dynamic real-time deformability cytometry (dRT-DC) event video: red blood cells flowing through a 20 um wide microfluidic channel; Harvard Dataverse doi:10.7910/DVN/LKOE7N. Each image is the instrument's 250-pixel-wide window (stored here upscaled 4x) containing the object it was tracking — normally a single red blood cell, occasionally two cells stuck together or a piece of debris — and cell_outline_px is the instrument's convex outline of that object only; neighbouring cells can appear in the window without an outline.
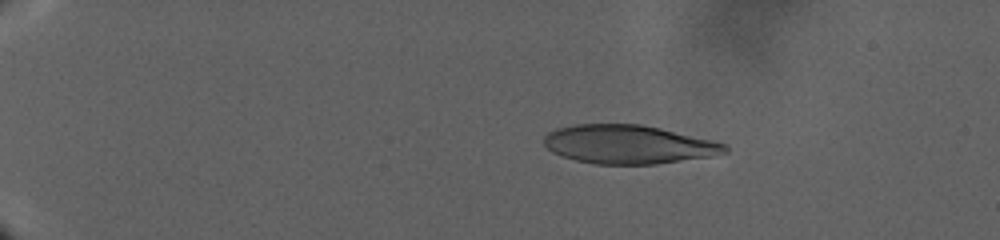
{"species": "human", "species_latin": "Homo sapiens", "temperature_condition": "warm", "stored_images_in_passage": 138, "camera_frame_rate_fps": 3000, "um_per_image_px": 0.085, "donor": {"sex": "male"}, "frame": {"image": 1, "passage_image": 4, "time_ms": 0.667, "image_size_px": [1000, 240], "cell_outline_px": [[728, 152], [712, 156], [656, 164], [596, 164], [576, 160], [552, 152], [544, 144], [544, 136], [548, 132], [556, 128], [576, 124], [640, 124], [660, 128], [712, 140], [724, 144], [728, 148]], "centroid_in_image_um": [53.41, 12.27], "position_along_channel_um": 31.6, "area_um2": 40.63}}
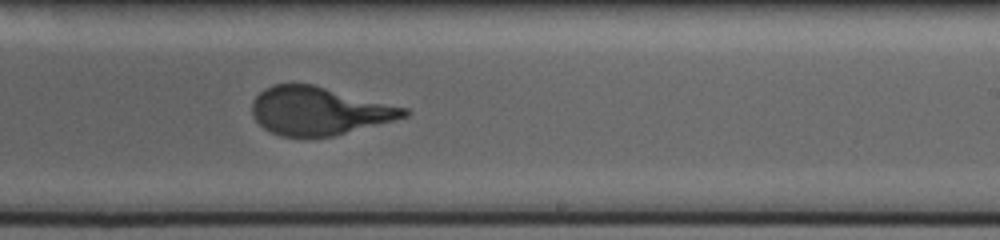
{"frame": {"image": 2, "passage_image": 78, "time_ms": 20.333, "image_size_px": [1000, 240], "cell_outline_px": [[412, 112], [408, 116], [332, 136], [280, 136], [264, 128], [252, 116], [252, 100], [264, 88], [272, 84], [312, 84], [408, 108]], "centroid_in_image_um": [27.09, 9.41], "position_along_channel_um": 261.9, "area_um2": 42.25}}
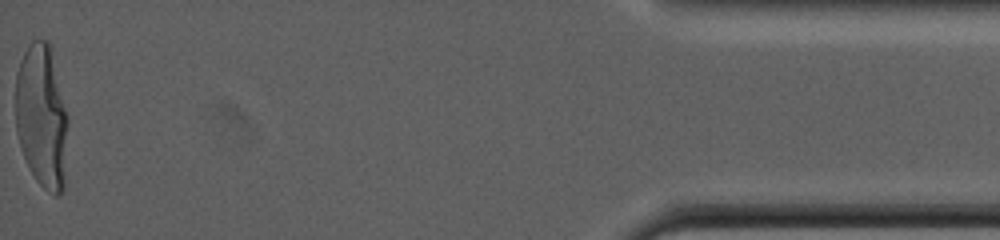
{"frame": {"image": 3, "passage_image": 137, "time_ms": 34.0, "image_size_px": [1000, 240], "cell_outline_px": [[68, 124], [64, 188], [56, 196], [52, 196], [36, 180], [24, 156], [16, 132], [16, 72], [20, 60], [24, 52], [32, 40], [48, 40], [52, 44], [68, 116]], "centroid_in_image_um": [3.58, 9.84], "position_along_channel_um": 431.6, "area_um2": 44.62}}